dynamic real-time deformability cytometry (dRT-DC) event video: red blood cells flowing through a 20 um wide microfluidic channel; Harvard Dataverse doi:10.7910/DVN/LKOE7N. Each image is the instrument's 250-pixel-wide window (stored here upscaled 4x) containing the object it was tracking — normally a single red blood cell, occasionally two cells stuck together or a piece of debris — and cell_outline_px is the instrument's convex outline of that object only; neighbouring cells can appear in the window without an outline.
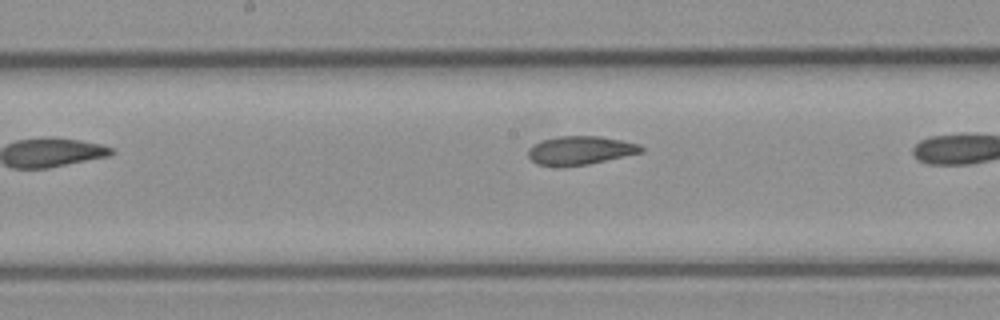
{"species": "common noctule bat (a hibernating species)", "species_latin": "Nyctalus noctula", "temperature_condition": "cold", "stored_images_in_passage": 8, "camera_frame_rate_fps": 3000, "um_per_image_px": 0.085, "animal": {"sex": "female", "body_mass_g": 21.9}, "frame": {"image": 1, "passage_image": 6, "time_ms": 1.667, "image_size_px": [1000, 320], "cell_outline_px": [[644, 152], [588, 164], [560, 168], [536, 164], [528, 156], [528, 148], [532, 144], [540, 140], [560, 136], [600, 136], [640, 144], [644, 148]], "centroid_in_image_um": [49.28, 12.8], "position_along_channel_um": 198.9, "area_um2": 19.19}}